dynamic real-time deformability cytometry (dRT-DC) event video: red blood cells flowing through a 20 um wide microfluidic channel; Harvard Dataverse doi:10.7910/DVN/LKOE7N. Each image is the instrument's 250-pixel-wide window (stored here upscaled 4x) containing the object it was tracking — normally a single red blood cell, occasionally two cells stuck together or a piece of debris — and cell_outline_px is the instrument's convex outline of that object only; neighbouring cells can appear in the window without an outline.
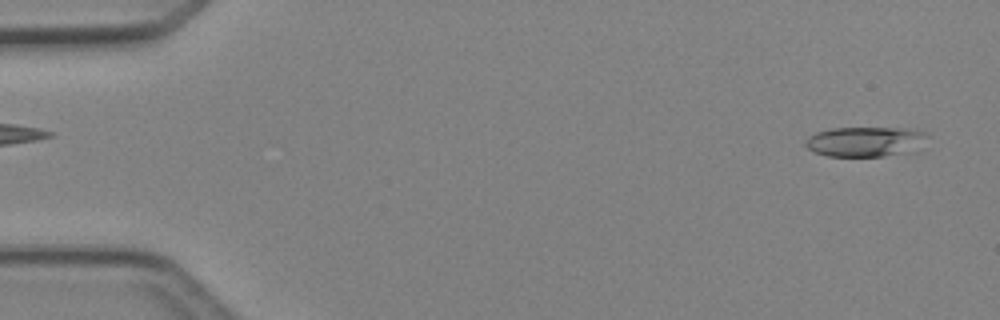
{"species": "Egyptian fruit bat (a non-hibernating species)", "species_latin": "Rousettus aegyptiacus", "temperature_condition": "cold", "stored_images_in_passage": 47, "camera_frame_rate_fps": 3000, "um_per_image_px": 0.085, "animal": {"sex": "female"}, "frame": {"image": 1, "passage_image": 2, "time_ms": 0.333, "image_size_px": [1000, 320], "cell_outline_px": [[928, 136], [916, 152], [884, 156], [828, 156], [812, 152], [804, 144], [804, 140], [808, 136], [816, 132], [832, 128], [896, 128], [924, 132]], "centroid_in_image_um": [73.52, 12.05], "position_along_channel_um": 11.5, "area_um2": 21.44}}
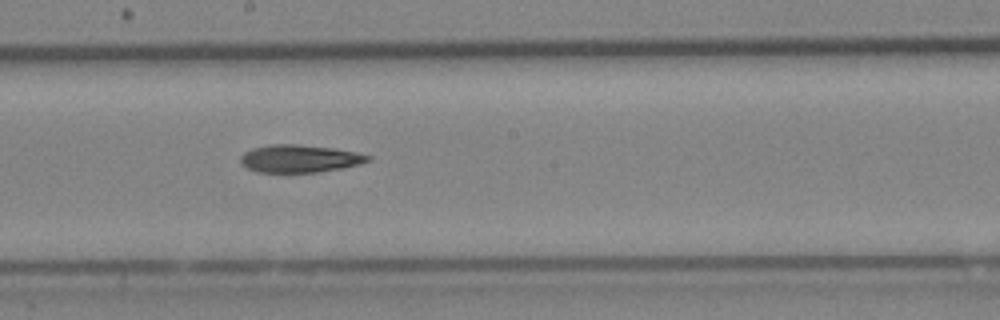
{"frame": {"image": 2, "passage_image": 26, "time_ms": 8.333, "image_size_px": [1000, 320], "cell_outline_px": [[372, 160], [360, 164], [320, 172], [256, 172], [240, 164], [240, 156], [244, 152], [252, 148], [268, 144], [296, 144], [332, 148], [356, 152], [372, 156]], "centroid_in_image_um": [25.45, 13.48], "position_along_channel_um": 222.8, "area_um2": 20.63}}
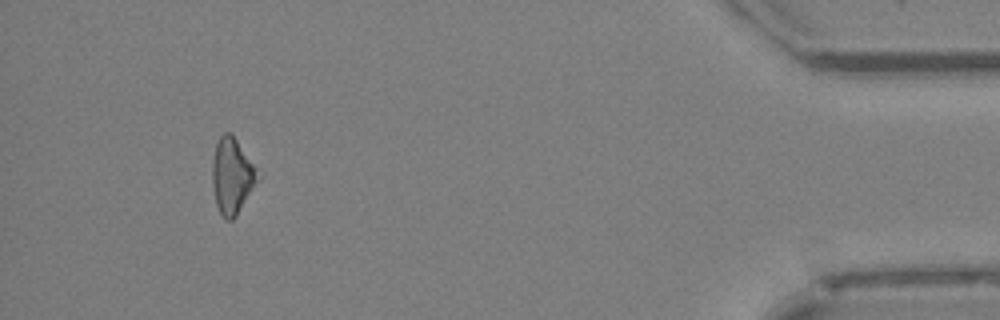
{"frame": {"image": 3, "passage_image": 44, "time_ms": 14.333, "image_size_px": [1000, 320], "cell_outline_px": [[256, 180], [236, 216], [232, 220], [224, 220], [216, 204], [212, 184], [212, 164], [216, 144], [220, 136], [224, 132], [232, 132], [252, 164]], "centroid_in_image_um": [19.64, 14.94], "position_along_channel_um": 415.6, "area_um2": 19.13}, "authors_computed_cell_mechanics": {"area_um2": 20.4612, "velocity_mm_per_s": 4.281, "shape_relaxation_time_tau1_ms": 3.3371, "shape_relaxation_time_tau2_ms": null, "deformation_change_tau1": 0.1171, "deformation_change_tau2": null}}